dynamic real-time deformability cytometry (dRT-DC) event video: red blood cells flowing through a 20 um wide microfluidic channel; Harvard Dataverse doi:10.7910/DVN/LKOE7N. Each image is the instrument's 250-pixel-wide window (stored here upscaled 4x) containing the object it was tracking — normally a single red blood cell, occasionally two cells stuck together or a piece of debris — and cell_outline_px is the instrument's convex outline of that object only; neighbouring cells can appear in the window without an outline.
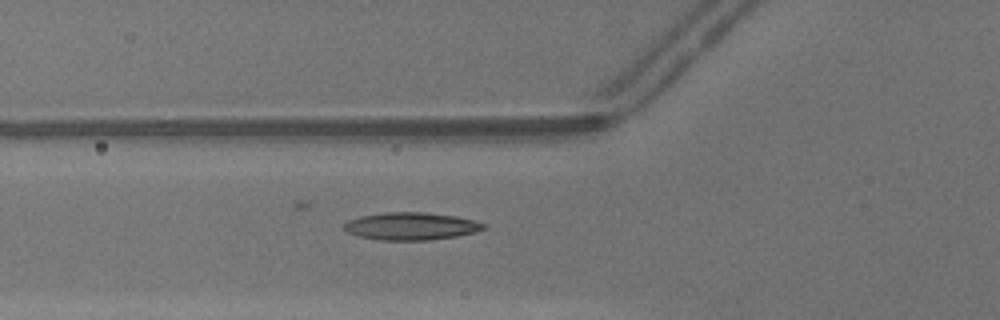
{"species": "common noctule bat (a hibernating species)", "species_latin": "Nyctalus noctula", "temperature_condition": "warm", "stored_images_in_passage": 38, "camera_frame_rate_fps": 3000, "um_per_image_px": 0.085, "animal": {"sex": "male", "body_mass_g": 13.3}, "frame": {"image": 1, "passage_image": 17, "time_ms": 5.333, "image_size_px": [1000, 320], "cell_outline_px": [[488, 228], [476, 232], [456, 236], [428, 240], [380, 240], [360, 236], [348, 232], [344, 228], [344, 224], [348, 220], [360, 216], [384, 212], [424, 212], [456, 216], [476, 220], [484, 224]], "centroid_in_image_um": [34.98, 19.22], "position_along_channel_um": 90.8, "area_um2": 22.43}}
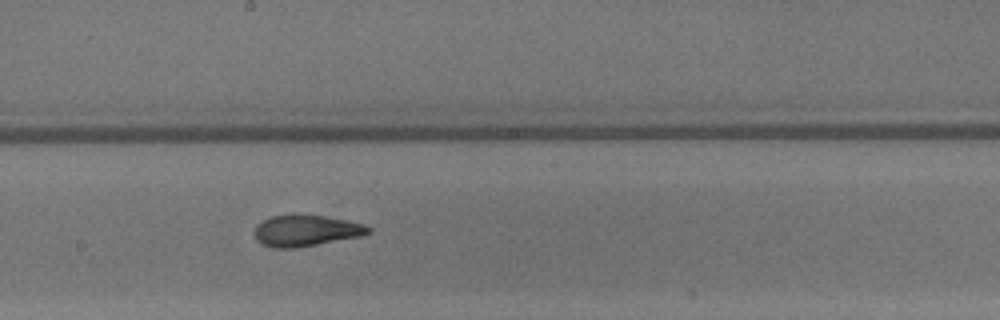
{"frame": {"image": 2, "passage_image": 26, "time_ms": 8.333, "image_size_px": [1000, 320], "cell_outline_px": [[372, 232], [360, 236], [296, 248], [272, 248], [260, 244], [256, 240], [256, 224], [272, 216], [324, 216], [364, 224], [372, 228]], "centroid_in_image_um": [26.01, 19.63], "position_along_channel_um": 222.2, "area_um2": 20.29}}
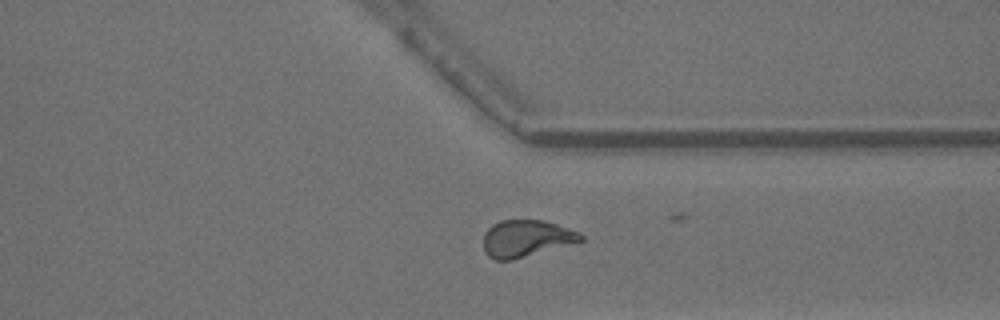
{"frame": {"image": 3, "passage_image": 36, "time_ms": 11.667, "image_size_px": [1000, 320], "cell_outline_px": [[584, 240], [512, 260], [496, 260], [488, 256], [484, 252], [484, 232], [492, 224], [500, 220], [540, 220], [556, 224], [580, 232], [584, 236]], "centroid_in_image_um": [44.7, 20.26], "position_along_channel_um": 366.7, "area_um2": 20.81}, "authors_computed_cell_mechanics": {"area_um2": 21.0103, "velocity_mm_per_s": 4.3362, "shape_relaxation_time_tau1_ms": 3.2606, "shape_relaxation_time_tau2_ms": null, "deformation_change_tau1": 0.188, "deformation_change_tau2": null}}